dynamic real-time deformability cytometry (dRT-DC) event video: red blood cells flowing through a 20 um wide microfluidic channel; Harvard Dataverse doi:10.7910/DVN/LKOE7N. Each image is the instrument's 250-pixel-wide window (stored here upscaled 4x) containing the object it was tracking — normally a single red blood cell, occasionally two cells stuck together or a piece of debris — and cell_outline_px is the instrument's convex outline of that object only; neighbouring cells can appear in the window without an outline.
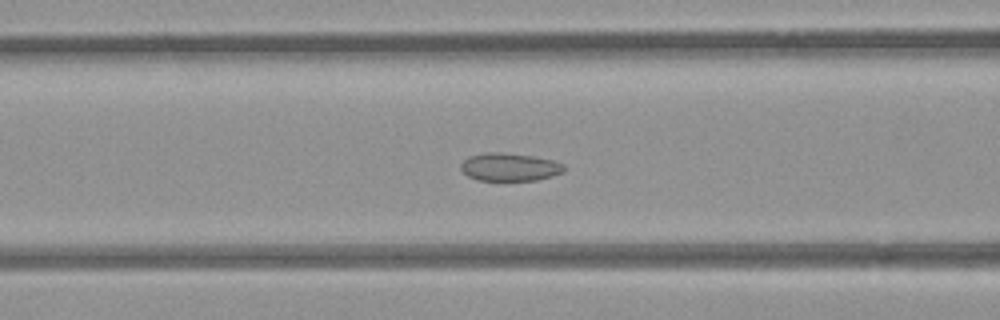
{"species": "common noctule bat (a hibernating species)", "species_latin": "Nyctalus noctula", "temperature_condition": "room temperature", "stored_images_in_passage": 40, "camera_frame_rate_fps": 3000, "um_per_image_px": 0.085, "animal": {"sex": "female", "body_mass_g": 21.9}, "frame": {"image": 1, "passage_image": 8, "time_ms": 2.333, "image_size_px": [1000, 320], "cell_outline_px": [[564, 172], [552, 176], [536, 180], [476, 180], [468, 176], [460, 168], [460, 164], [468, 156], [484, 152], [500, 152], [532, 156], [552, 160], [564, 164]], "centroid_in_image_um": [43.29, 14.19], "position_along_channel_um": 123.3, "area_um2": 16.82}}
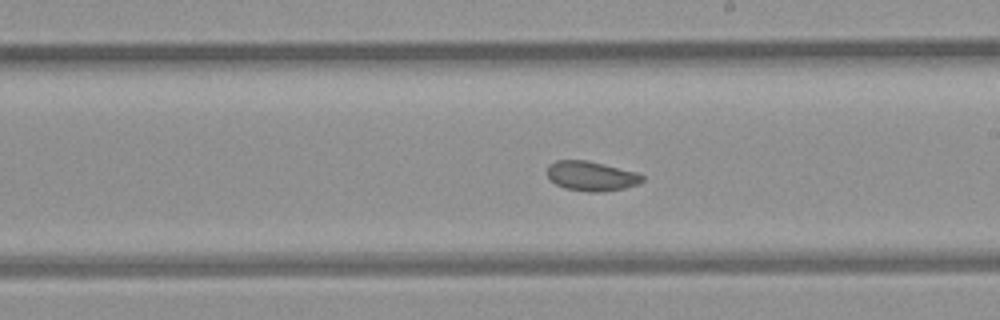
{"frame": {"image": 2, "passage_image": 17, "time_ms": 5.333, "image_size_px": [1000, 320], "cell_outline_px": [[644, 180], [636, 184], [624, 188], [600, 192], [588, 192], [564, 188], [548, 180], [548, 164], [556, 160], [588, 160], [636, 172], [644, 176]], "centroid_in_image_um": [50.22, 14.96], "position_along_channel_um": 238.8, "area_um2": 16.47}}
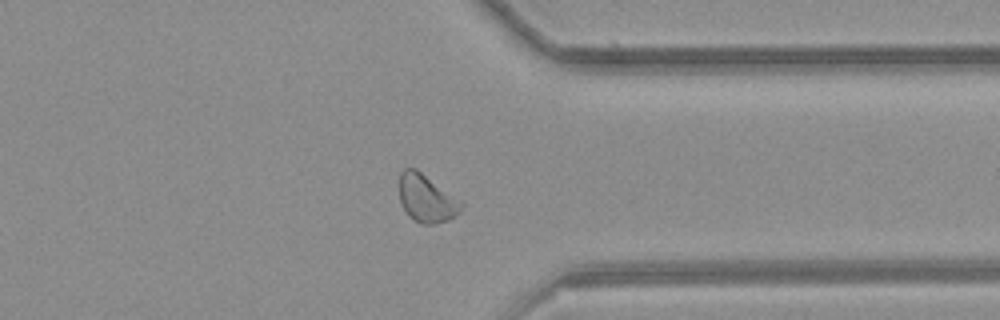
{"frame": {"image": 3, "passage_image": 28, "time_ms": 9.0, "image_size_px": [1000, 320], "cell_outline_px": [[464, 208], [456, 216], [448, 220], [436, 224], [420, 224], [412, 220], [408, 216], [400, 200], [400, 172], [404, 168], [416, 168], [464, 200]], "centroid_in_image_um": [36.32, 16.87], "position_along_channel_um": 375.1, "area_um2": 17.86}, "authors_computed_cell_mechanics": {"area_um2": 17.0221, "velocity_mm_per_s": 3.8536, "shape_relaxation_time_tau1_ms": null, "shape_relaxation_time_tau2_ms": 1.5338, "deformation_change_tau1": null, "deformation_change_tau2": 0.0633}}